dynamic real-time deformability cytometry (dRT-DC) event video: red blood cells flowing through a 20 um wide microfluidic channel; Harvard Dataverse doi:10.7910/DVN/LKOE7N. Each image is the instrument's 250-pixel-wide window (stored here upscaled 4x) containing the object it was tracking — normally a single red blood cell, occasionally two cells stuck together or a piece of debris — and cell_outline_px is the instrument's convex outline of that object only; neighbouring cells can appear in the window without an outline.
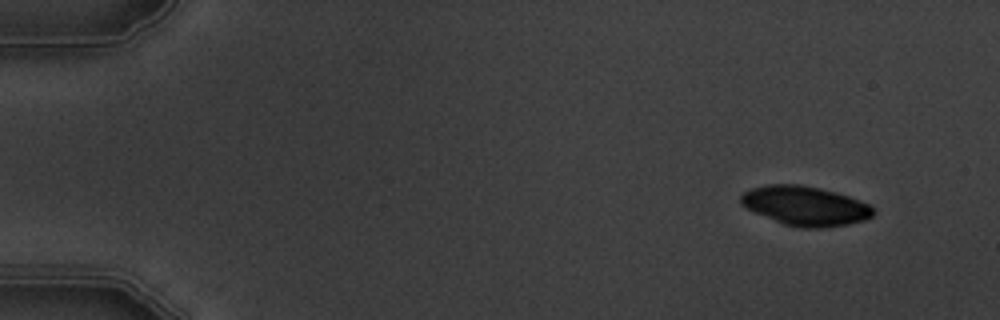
{"species": "common noctule bat (a hibernating species)", "species_latin": "Nyctalus noctula", "temperature_condition": "warm", "stored_images_in_passage": 6, "camera_frame_rate_fps": 3000, "um_per_image_px": 0.085, "animal": {"sex": "male", "body_mass_g": 19.5, "forearm_length_mm": 54.6}, "frame": {"image": 1, "passage_image": 1, "time_ms": 0.0, "image_size_px": [1000, 320], "cell_outline_px": [[876, 212], [872, 216], [864, 220], [848, 224], [820, 228], [800, 228], [784, 224], [756, 212], [740, 204], [740, 196], [744, 192], [752, 188], [768, 184], [800, 184], [820, 188], [836, 192], [860, 200], [876, 208]], "centroid_in_image_um": [68.48, 17.49], "position_along_channel_um": 16.5, "area_um2": 30.35}}